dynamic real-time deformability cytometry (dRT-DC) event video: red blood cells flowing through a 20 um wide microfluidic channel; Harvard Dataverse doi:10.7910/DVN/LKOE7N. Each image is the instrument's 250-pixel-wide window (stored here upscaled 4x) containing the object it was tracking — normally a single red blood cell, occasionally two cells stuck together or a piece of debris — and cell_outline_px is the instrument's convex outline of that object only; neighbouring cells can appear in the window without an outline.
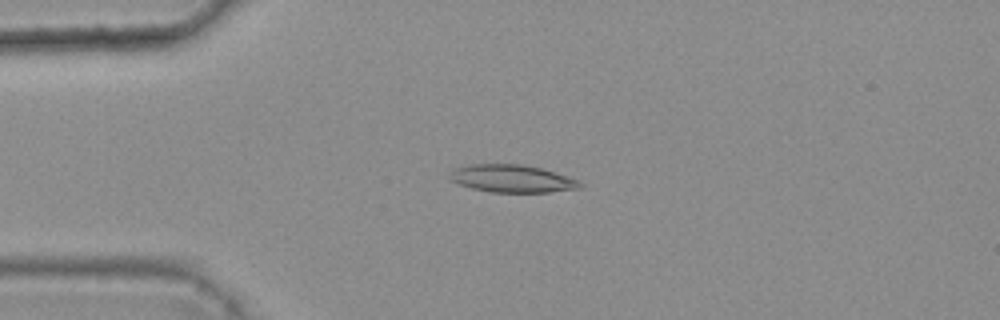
{"species": "common noctule bat (a hibernating species)", "species_latin": "Nyctalus noctula", "temperature_condition": "warm", "stored_images_in_passage": 6, "camera_frame_rate_fps": 3000, "um_per_image_px": 0.085, "animal": {"sex": "female", "body_mass_g": 25.1}, "frame": {"image": 1, "passage_image": 3, "time_ms": 0.667, "image_size_px": [1000, 320], "cell_outline_px": [[584, 184], [580, 188], [548, 192], [492, 192], [472, 188], [460, 184], [452, 180], [448, 176], [448, 172], [456, 168], [468, 164], [520, 164], [540, 168], [576, 180]], "centroid_in_image_um": [43.47, 15.18], "position_along_channel_um": 41.5, "area_um2": 20.63}}
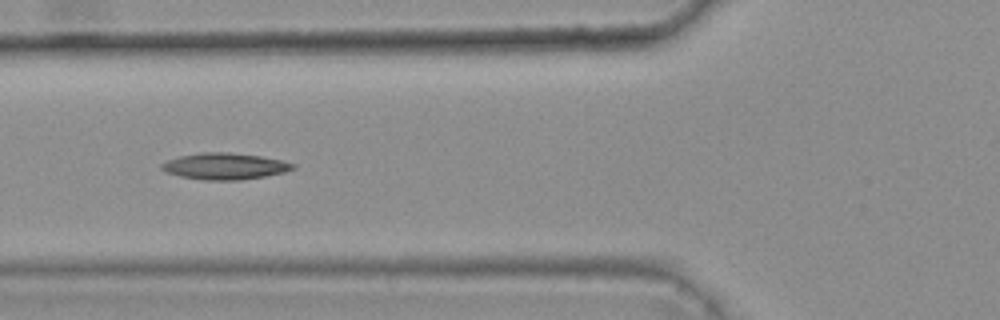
{"frame": {"image": 2, "passage_image": 5, "time_ms": 1.333, "image_size_px": [1000, 320], "cell_outline_px": [[296, 168], [284, 172], [264, 176], [240, 180], [200, 180], [180, 176], [168, 172], [160, 168], [160, 164], [168, 160], [180, 156], [200, 152], [228, 152], [260, 156], [280, 160], [296, 164]], "centroid_in_image_um": [19.1, 14.13], "position_along_channel_um": 106.7, "area_um2": 20.17}}
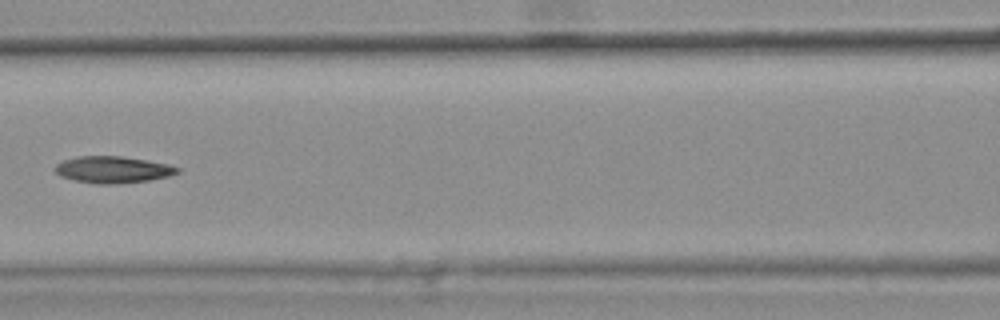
{"frame": {"image": 3, "passage_image": 6, "time_ms": 1.667, "image_size_px": [1000, 320], "cell_outline_px": [[180, 172], [168, 176], [148, 180], [116, 184], [96, 184], [72, 180], [60, 176], [52, 168], [56, 164], [64, 160], [76, 156], [120, 156], [168, 164], [180, 168]], "centroid_in_image_um": [9.54, 14.42], "position_along_channel_um": 157.1, "area_um2": 19.07}}